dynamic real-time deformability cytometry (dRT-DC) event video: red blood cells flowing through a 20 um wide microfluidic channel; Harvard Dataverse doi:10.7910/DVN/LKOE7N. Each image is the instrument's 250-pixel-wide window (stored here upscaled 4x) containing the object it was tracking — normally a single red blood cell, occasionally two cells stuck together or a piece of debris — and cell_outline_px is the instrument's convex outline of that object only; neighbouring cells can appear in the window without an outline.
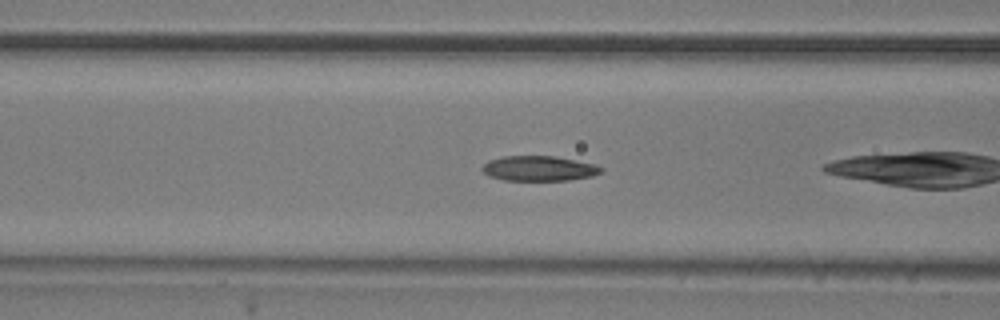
{"species": "common noctule bat (a hibernating species)", "species_latin": "Nyctalus noctula", "temperature_condition": "room temperature", "stored_images_in_passage": 26, "camera_frame_rate_fps": 3000, "um_per_image_px": 0.085, "animal": {"sex": "male", "body_mass_g": 20.5, "forearm_length_mm": 52.5}, "frame": {"image": 1, "passage_image": 5, "time_ms": 1.333, "image_size_px": [1000, 320], "cell_outline_px": [[604, 172], [592, 176], [568, 180], [504, 180], [488, 176], [480, 168], [488, 160], [504, 156], [556, 156], [596, 164], [604, 168]], "centroid_in_image_um": [45.84, 14.31], "position_along_channel_um": 120.8, "area_um2": 17.51}}
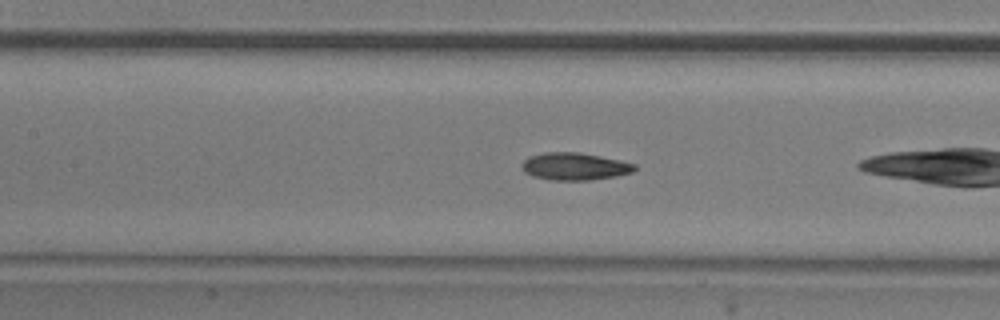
{"frame": {"image": 2, "passage_image": 8, "time_ms": 2.333, "image_size_px": [1000, 320], "cell_outline_px": [[636, 168], [632, 172], [616, 176], [588, 180], [552, 180], [532, 176], [524, 172], [524, 160], [528, 156], [544, 152], [580, 152], [620, 160], [636, 164]], "centroid_in_image_um": [48.85, 14.14], "position_along_channel_um": 158.5, "area_um2": 17.92}}